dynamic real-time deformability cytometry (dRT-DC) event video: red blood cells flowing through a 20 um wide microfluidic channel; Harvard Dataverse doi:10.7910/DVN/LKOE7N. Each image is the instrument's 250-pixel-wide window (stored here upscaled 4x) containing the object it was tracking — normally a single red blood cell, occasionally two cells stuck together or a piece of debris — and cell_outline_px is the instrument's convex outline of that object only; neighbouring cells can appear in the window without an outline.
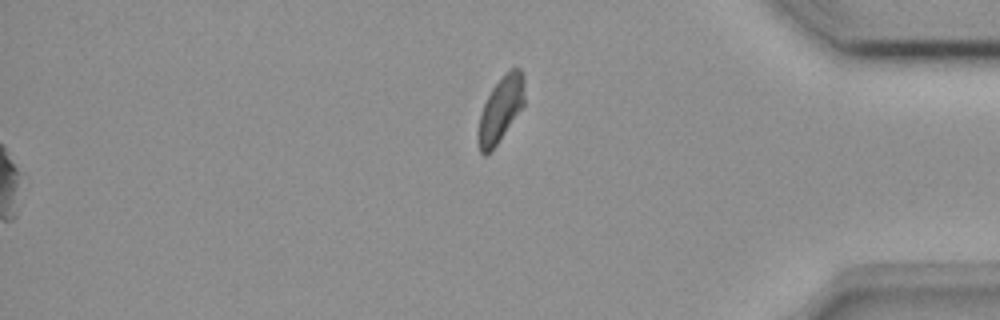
{"species": "common noctule bat (a hibernating species)", "species_latin": "Nyctalus noctula", "temperature_condition": "room temperature", "stored_images_in_passage": 46, "segment_of_instrument_passage": [2, 2], "camera_frame_rate_fps": 3000, "um_per_image_px": 0.085, "animal": {"sex": "female", "body_mass_g": 18.4}, "frame": {"image": 1, "passage_image": 46, "time_ms": 15.0, "image_size_px": [1000, 320], "cell_outline_px": [[524, 104], [496, 144], [484, 156], [480, 152], [476, 140], [476, 136], [480, 116], [484, 104], [492, 88], [512, 68], [520, 68], [524, 72]], "centroid_in_image_um": [42.54, 9.3], "position_along_channel_um": 392.7, "area_um2": 17.17}}